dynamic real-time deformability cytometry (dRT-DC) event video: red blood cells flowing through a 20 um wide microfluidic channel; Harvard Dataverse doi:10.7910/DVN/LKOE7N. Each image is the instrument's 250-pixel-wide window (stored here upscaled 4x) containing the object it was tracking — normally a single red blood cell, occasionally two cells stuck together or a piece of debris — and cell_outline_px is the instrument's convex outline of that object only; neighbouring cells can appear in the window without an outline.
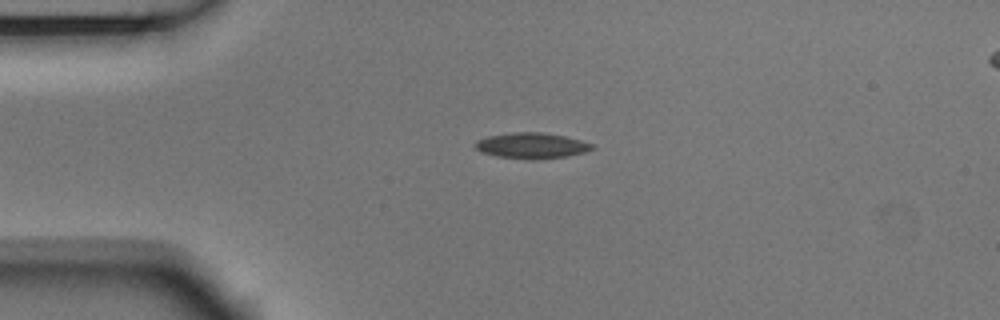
{"species": "Egyptian fruit bat (a non-hibernating species)", "species_latin": "Rousettus aegyptiacus", "temperature_condition": "room temperature", "stored_images_in_passage": 3, "segment_of_instrument_passage": [1, 2], "camera_frame_rate_fps": 3000, "um_per_image_px": 0.085, "animal": {"sex": "male"}, "frame": {"image": 1, "passage_image": 1, "time_ms": 0.0, "image_size_px": [1000, 320], "cell_outline_px": [[596, 148], [584, 152], [568, 156], [532, 160], [528, 160], [496, 156], [480, 152], [476, 148], [476, 140], [488, 136], [512, 132], [540, 132], [564, 136], [580, 140], [592, 144]], "centroid_in_image_um": [45.18, 12.38], "position_along_channel_um": 39.8, "area_um2": 17.57}}